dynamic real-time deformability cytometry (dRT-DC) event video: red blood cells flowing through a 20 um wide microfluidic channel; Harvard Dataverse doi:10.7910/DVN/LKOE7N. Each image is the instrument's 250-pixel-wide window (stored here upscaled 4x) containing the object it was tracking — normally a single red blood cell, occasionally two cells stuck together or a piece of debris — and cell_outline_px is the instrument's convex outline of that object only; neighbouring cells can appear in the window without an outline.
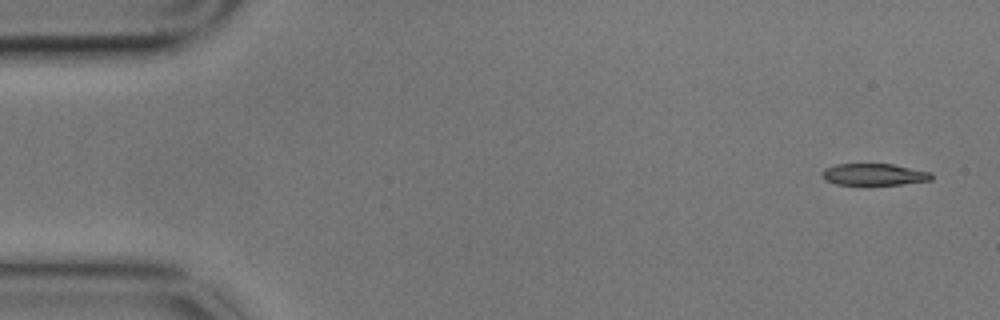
{"species": "common noctule bat (a hibernating species)", "species_latin": "Nyctalus noctula", "temperature_condition": "cold", "stored_images_in_passage": 2, "camera_frame_rate_fps": 3000, "um_per_image_px": 0.085, "animal": {"sex": "male", "body_mass_g": 17.9}, "frame": {"image": 1, "passage_image": 2, "time_ms": 0.333, "image_size_px": [1000, 320], "cell_outline_px": [[932, 180], [900, 184], [836, 184], [824, 180], [820, 172], [824, 168], [836, 164], [892, 164], [932, 172]], "centroid_in_image_um": [74.27, 14.82], "position_along_channel_um": 10.7, "area_um2": 13.81}}